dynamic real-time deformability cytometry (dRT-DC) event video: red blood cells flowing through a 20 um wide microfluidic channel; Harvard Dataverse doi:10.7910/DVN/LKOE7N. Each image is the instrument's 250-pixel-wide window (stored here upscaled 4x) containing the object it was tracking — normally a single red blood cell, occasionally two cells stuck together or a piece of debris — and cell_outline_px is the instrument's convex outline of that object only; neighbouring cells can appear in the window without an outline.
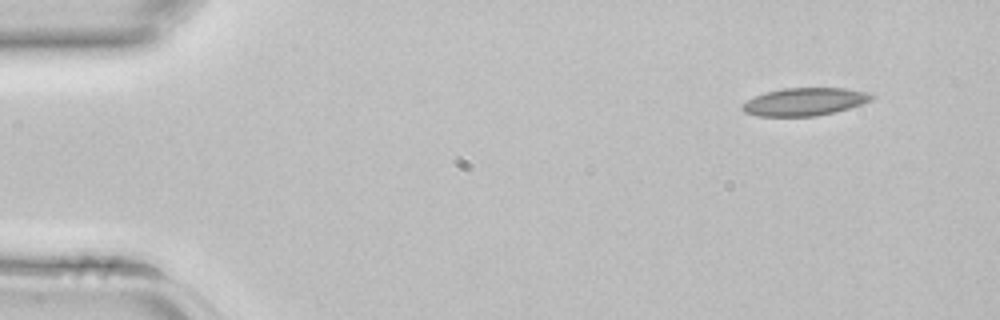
{"species": "common noctule bat (a hibernating species)", "species_latin": "Nyctalus noctula", "temperature_condition": "room temperature", "stored_images_in_passage": 3, "camera_frame_rate_fps": 3000, "um_per_image_px": 0.085, "animal": {"sex": "female", "body_mass_g": 22.7, "forearm_length_mm": 54.2}, "frame": {"image": 1, "passage_image": 1, "time_ms": 0.0, "image_size_px": [1000, 320], "cell_outline_px": [[876, 96], [872, 100], [848, 108], [816, 116], [760, 116], [744, 112], [740, 108], [740, 104], [756, 96], [768, 92], [784, 88], [844, 88], [868, 92]], "centroid_in_image_um": [68.39, 8.64], "position_along_channel_um": 16.6, "area_um2": 20.75}}